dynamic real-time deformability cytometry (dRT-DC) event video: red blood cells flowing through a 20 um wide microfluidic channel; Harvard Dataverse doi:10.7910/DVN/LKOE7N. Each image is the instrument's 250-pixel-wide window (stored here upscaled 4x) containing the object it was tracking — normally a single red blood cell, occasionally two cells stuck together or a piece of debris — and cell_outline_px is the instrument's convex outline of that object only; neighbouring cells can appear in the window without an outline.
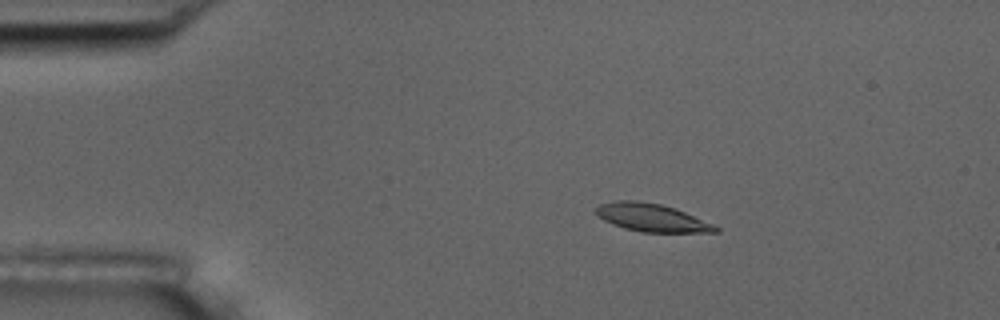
{"species": "common noctule bat (a hibernating species)", "species_latin": "Nyctalus noctula", "temperature_condition": "room temperature", "stored_images_in_passage": 6, "camera_frame_rate_fps": 3000, "um_per_image_px": 0.085, "animal": {"sex": "male", "body_mass_g": 17.5, "forearm_length_mm": 52.3}, "frame": {"image": 1, "passage_image": 3, "time_ms": 2.333, "image_size_px": [1000, 320], "cell_outline_px": [[720, 232], [640, 232], [624, 228], [612, 224], [604, 220], [592, 208], [600, 204], [616, 200], [636, 200], [660, 204], [676, 208], [712, 224], [720, 228]], "centroid_in_image_um": [55.37, 18.49], "position_along_channel_um": 29.6, "area_um2": 19.42}}
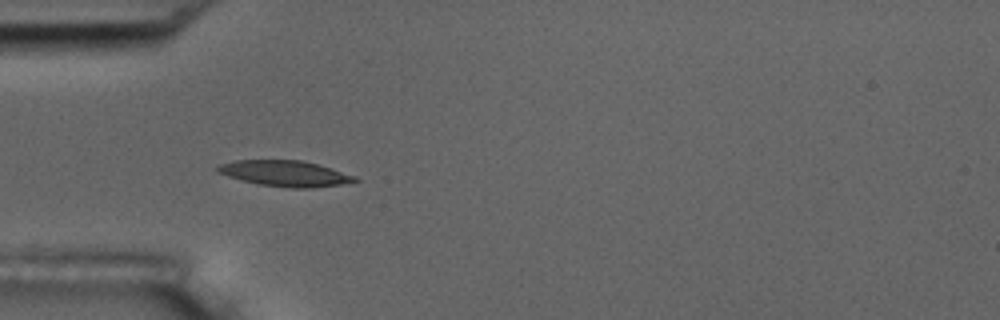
{"frame": {"image": 2, "passage_image": 5, "time_ms": 4.667, "image_size_px": [1000, 320], "cell_outline_px": [[360, 180], [340, 184], [312, 188], [292, 188], [256, 184], [228, 176], [216, 172], [212, 168], [216, 164], [236, 160], [304, 160], [356, 176]], "centroid_in_image_um": [24.15, 14.73], "position_along_channel_um": 60.9, "area_um2": 20.81}}